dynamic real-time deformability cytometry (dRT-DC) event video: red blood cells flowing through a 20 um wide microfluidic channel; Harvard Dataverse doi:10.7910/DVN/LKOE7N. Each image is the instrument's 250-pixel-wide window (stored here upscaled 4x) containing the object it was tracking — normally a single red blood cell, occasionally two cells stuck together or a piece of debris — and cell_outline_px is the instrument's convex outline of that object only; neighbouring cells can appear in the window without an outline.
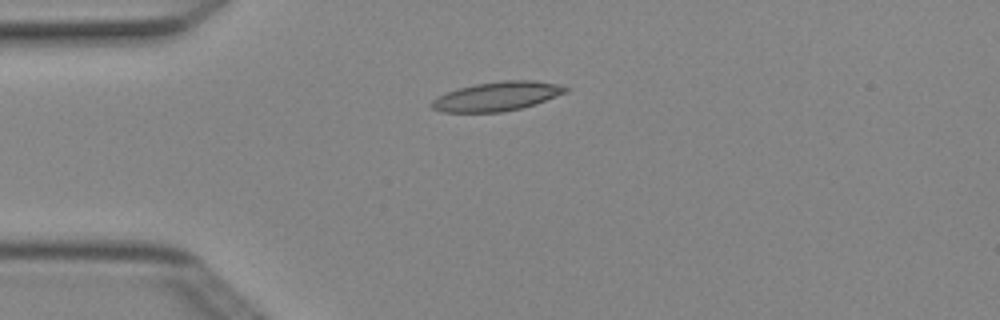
{"species": "Egyptian fruit bat (a non-hibernating species)", "species_latin": "Rousettus aegyptiacus", "temperature_condition": "cold", "stored_images_in_passage": 4, "camera_frame_rate_fps": 3000, "um_per_image_px": 0.085, "animal": {"sex": "female"}, "frame": {"image": 1, "passage_image": 3, "time_ms": 0.667, "image_size_px": [1000, 320], "cell_outline_px": [[572, 88], [568, 92], [536, 104], [524, 108], [500, 112], [444, 112], [432, 108], [428, 104], [436, 96], [460, 88], [476, 84], [500, 80], [536, 80], [560, 84]], "centroid_in_image_um": [42.3, 8.18], "position_along_channel_um": 42.7, "area_um2": 23.06}}
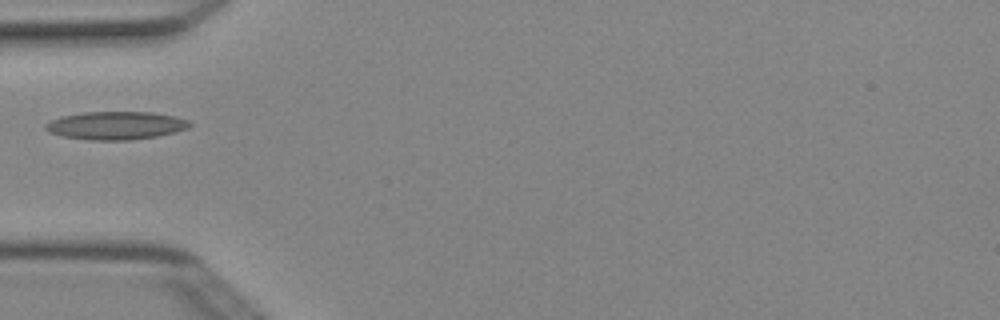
{"frame": {"image": 2, "passage_image": 4, "time_ms": 1.0, "image_size_px": [1000, 320], "cell_outline_px": [[192, 124], [188, 128], [176, 132], [156, 136], [132, 140], [88, 140], [64, 136], [48, 132], [44, 128], [44, 124], [60, 116], [84, 112], [152, 112], [176, 116], [188, 120]], "centroid_in_image_um": [9.85, 10.66], "position_along_channel_um": 75.1, "area_um2": 23.7}}